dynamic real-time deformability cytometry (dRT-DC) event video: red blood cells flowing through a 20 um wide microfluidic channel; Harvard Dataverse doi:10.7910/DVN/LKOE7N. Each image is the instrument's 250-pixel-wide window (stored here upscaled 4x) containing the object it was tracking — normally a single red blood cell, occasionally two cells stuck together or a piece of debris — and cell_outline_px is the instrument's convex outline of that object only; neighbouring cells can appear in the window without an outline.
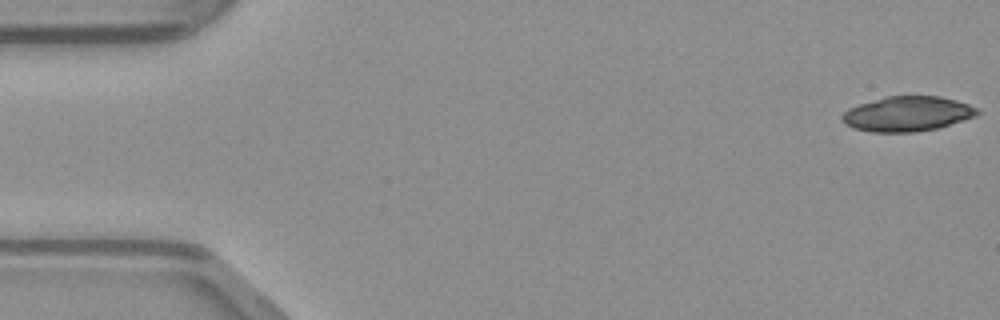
{"species": "common noctule bat (a hibernating species)", "species_latin": "Nyctalus noctula", "temperature_condition": "warm", "stored_images_in_passage": 47, "camera_frame_rate_fps": 3000, "um_per_image_px": 0.085, "animal": {"sex": "male", "body_mass_g": 23.1, "forearm_length_mm": 52.7}, "frame": {"image": 1, "passage_image": 1, "time_ms": 0.0, "image_size_px": [1000, 320], "cell_outline_px": [[980, 112], [976, 116], [964, 120], [936, 128], [912, 132], [872, 132], [856, 128], [844, 124], [840, 120], [840, 116], [848, 108], [884, 96], [940, 96], [956, 100], [968, 104], [976, 108]], "centroid_in_image_um": [77.1, 9.67], "position_along_channel_um": 7.9, "area_um2": 27.46}}